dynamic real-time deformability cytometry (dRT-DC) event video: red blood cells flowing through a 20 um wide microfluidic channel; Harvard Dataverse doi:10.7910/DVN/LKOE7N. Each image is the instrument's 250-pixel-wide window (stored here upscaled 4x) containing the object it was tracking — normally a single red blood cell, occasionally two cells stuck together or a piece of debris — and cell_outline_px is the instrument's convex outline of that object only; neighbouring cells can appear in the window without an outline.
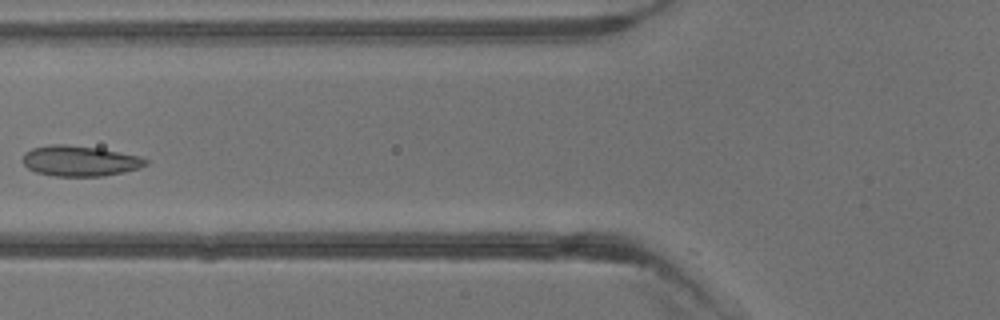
{"species": "common noctule bat (a hibernating species)", "species_latin": "Nyctalus noctula", "temperature_condition": "warm", "stored_images_in_passage": 4, "camera_frame_rate_fps": 3000, "um_per_image_px": 0.085, "animal": {"sex": "male", "body_mass_g": 13.3}, "frame": {"image": 1, "passage_image": 4, "time_ms": 3.333, "image_size_px": [1000, 320], "cell_outline_px": [[148, 164], [140, 168], [124, 172], [104, 176], [56, 176], [36, 172], [28, 168], [24, 164], [24, 152], [32, 148], [48, 144], [64, 144], [100, 148], [140, 156], [148, 160]], "centroid_in_image_um": [6.81, 13.67], "position_along_channel_um": 119.0, "area_um2": 21.96}}